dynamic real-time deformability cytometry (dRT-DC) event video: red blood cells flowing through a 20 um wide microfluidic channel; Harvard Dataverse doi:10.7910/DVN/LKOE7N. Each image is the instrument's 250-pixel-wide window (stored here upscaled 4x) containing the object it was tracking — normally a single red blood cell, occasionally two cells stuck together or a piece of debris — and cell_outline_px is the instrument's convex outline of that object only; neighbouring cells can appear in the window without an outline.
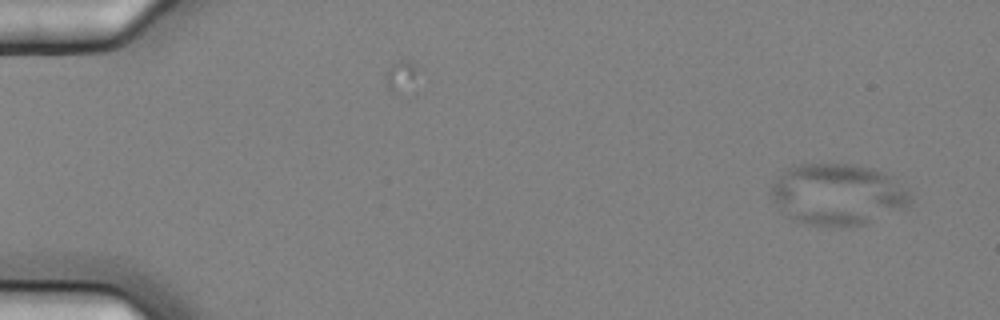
{"species": "common noctule bat (a hibernating species)", "species_latin": "Nyctalus noctula", "temperature_condition": "cold", "stored_images_in_passage": 2, "camera_frame_rate_fps": 3000, "um_per_image_px": 0.085, "animal": {"sex": "female", "body_mass_g": 25.1}, "frame": {"image": 1, "passage_image": 2, "time_ms": 0.333, "image_size_px": [1000, 320], "cell_outline_px": [[912, 200], [904, 208], [864, 224], [808, 224], [792, 220], [772, 200], [768, 192], [776, 180], [788, 168], [796, 164], [852, 164], [876, 168], [892, 176], [908, 188]], "centroid_in_image_um": [71.22, 16.48], "position_along_channel_um": 13.8, "area_um2": 49.42}}